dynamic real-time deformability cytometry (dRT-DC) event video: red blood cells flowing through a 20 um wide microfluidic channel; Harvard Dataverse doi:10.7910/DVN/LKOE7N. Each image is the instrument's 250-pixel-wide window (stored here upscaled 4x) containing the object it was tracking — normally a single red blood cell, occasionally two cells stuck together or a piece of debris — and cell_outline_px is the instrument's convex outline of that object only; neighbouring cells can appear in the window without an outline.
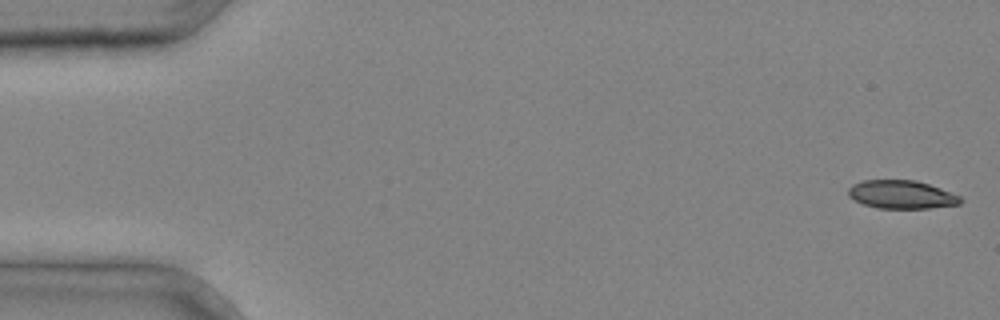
{"species": "common noctule bat (a hibernating species)", "species_latin": "Nyctalus noctula", "temperature_condition": "cold", "stored_images_in_passage": 5, "camera_frame_rate_fps": 3000, "um_per_image_px": 0.085, "animal": {"sex": "male", "body_mass_g": 20.4}, "frame": {"image": 1, "passage_image": 1, "time_ms": 0.0, "image_size_px": [1000, 320], "cell_outline_px": [[964, 200], [960, 204], [928, 208], [876, 208], [864, 204], [848, 196], [848, 188], [852, 184], [860, 180], [916, 180], [940, 188], [960, 196]], "centroid_in_image_um": [76.62, 16.53], "position_along_channel_um": 8.4, "area_um2": 18.5}}
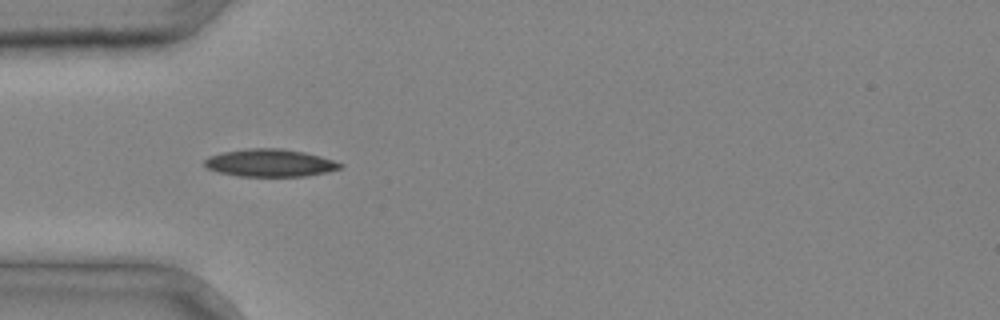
{"frame": {"image": 2, "passage_image": 4, "time_ms": 1.0, "image_size_px": [1000, 320], "cell_outline_px": [[344, 164], [340, 168], [328, 172], [308, 176], [236, 176], [220, 172], [208, 168], [204, 164], [204, 160], [208, 156], [224, 152], [248, 148], [284, 148], [304, 152], [320, 156]], "centroid_in_image_um": [22.96, 13.84], "position_along_channel_um": 62.0, "area_um2": 21.79}}